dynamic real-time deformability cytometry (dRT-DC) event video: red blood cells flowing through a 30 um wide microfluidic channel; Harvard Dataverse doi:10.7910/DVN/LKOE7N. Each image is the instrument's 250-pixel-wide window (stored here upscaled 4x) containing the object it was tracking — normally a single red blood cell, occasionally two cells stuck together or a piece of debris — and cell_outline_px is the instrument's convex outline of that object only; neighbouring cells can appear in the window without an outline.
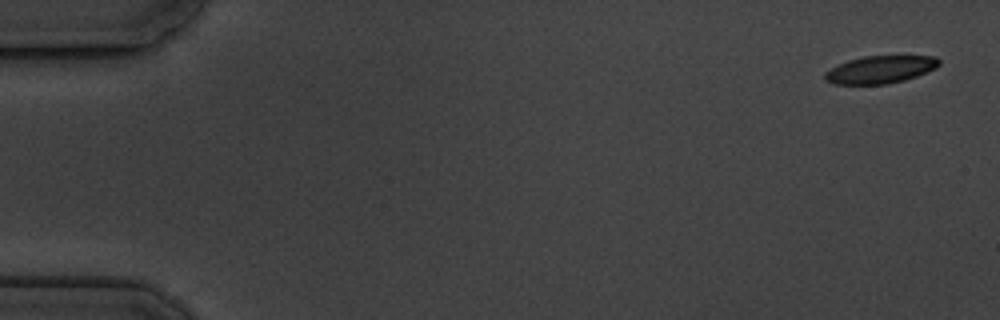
{"species": "common noctule bat (a hibernating species)", "species_latin": "Nyctalus noctula", "temperature_condition": "cold", "stored_images_in_passage": 5, "camera_frame_rate_fps": 3000, "um_per_image_px": 0.085, "animal": {"sex": "male", "body_mass_g": 19.5, "forearm_length_mm": 54.6}, "frame": {"image": 1, "passage_image": 1, "time_ms": 0.0, "image_size_px": [1000, 320], "cell_outline_px": [[940, 64], [936, 68], [916, 76], [904, 80], [884, 84], [832, 84], [824, 80], [824, 72], [848, 60], [864, 56], [936, 56], [940, 60]], "centroid_in_image_um": [74.82, 5.91], "position_along_channel_um": 10.2, "area_um2": 18.26}}
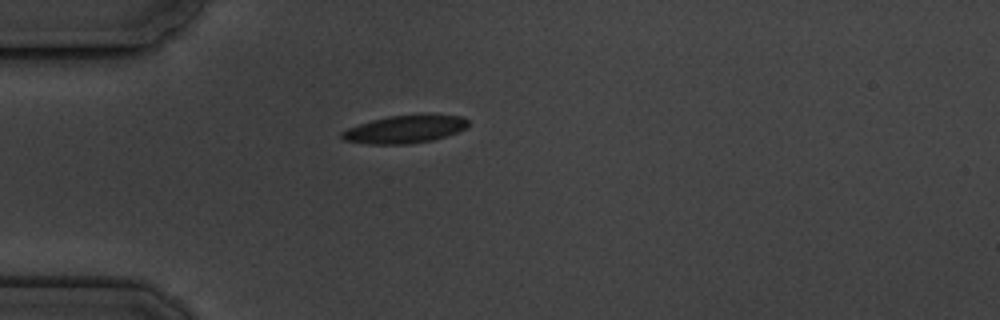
{"frame": {"image": 2, "passage_image": 5, "time_ms": 4.667, "image_size_px": [1000, 320], "cell_outline_px": [[468, 124], [464, 128], [456, 132], [432, 140], [408, 144], [368, 144], [344, 140], [340, 136], [340, 132], [348, 128], [372, 120], [388, 116], [424, 112], [428, 112], [464, 116], [468, 120]], "centroid_in_image_um": [34.45, 10.94], "position_along_channel_um": 50.6, "area_um2": 20.98}}